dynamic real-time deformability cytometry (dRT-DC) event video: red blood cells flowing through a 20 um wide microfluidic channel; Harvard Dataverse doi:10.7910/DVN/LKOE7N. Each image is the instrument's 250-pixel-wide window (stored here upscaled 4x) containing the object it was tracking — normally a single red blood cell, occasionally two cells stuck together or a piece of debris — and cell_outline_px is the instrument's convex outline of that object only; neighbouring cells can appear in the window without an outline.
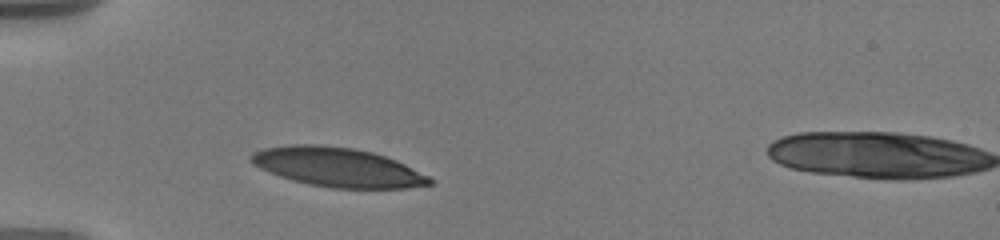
{"species": "human", "species_latin": "Homo sapiens", "temperature_condition": "warm", "stored_images_in_passage": 2, "camera_frame_rate_fps": 3000, "um_per_image_px": 0.085, "donor": {"sex": "male"}, "frame": {"image": 1, "passage_image": 1, "time_ms": 0.0, "image_size_px": [1000, 240], "cell_outline_px": [[432, 184], [408, 188], [332, 188], [308, 184], [292, 180], [280, 176], [260, 168], [248, 156], [252, 152], [260, 148], [292, 144], [316, 144], [352, 148], [372, 152], [396, 160], [428, 176], [432, 180]], "centroid_in_image_um": [28.67, 14.2], "position_along_channel_um": 56.3, "area_um2": 40.58}}